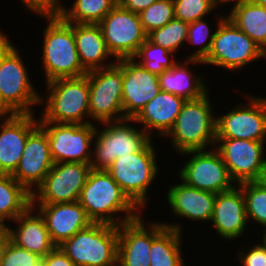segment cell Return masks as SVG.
<instances>
[{
  "mask_svg": "<svg viewBox=\"0 0 266 266\" xmlns=\"http://www.w3.org/2000/svg\"><path fill=\"white\" fill-rule=\"evenodd\" d=\"M118 4V0H74L65 5L61 18L66 23L99 24Z\"/></svg>",
  "mask_w": 266,
  "mask_h": 266,
  "instance_id": "cell-32",
  "label": "cell"
},
{
  "mask_svg": "<svg viewBox=\"0 0 266 266\" xmlns=\"http://www.w3.org/2000/svg\"><path fill=\"white\" fill-rule=\"evenodd\" d=\"M47 23L43 28L40 50L45 83L58 78H78L87 71L82 67L74 38L73 23L61 17L42 18Z\"/></svg>",
  "mask_w": 266,
  "mask_h": 266,
  "instance_id": "cell-5",
  "label": "cell"
},
{
  "mask_svg": "<svg viewBox=\"0 0 266 266\" xmlns=\"http://www.w3.org/2000/svg\"><path fill=\"white\" fill-rule=\"evenodd\" d=\"M208 91L198 99L186 100L175 124L164 137L178 155L215 146L217 112ZM169 138V139H168Z\"/></svg>",
  "mask_w": 266,
  "mask_h": 266,
  "instance_id": "cell-3",
  "label": "cell"
},
{
  "mask_svg": "<svg viewBox=\"0 0 266 266\" xmlns=\"http://www.w3.org/2000/svg\"><path fill=\"white\" fill-rule=\"evenodd\" d=\"M188 27V23L174 18L163 27L152 30L147 34V38L152 43L177 55L180 49L186 47Z\"/></svg>",
  "mask_w": 266,
  "mask_h": 266,
  "instance_id": "cell-34",
  "label": "cell"
},
{
  "mask_svg": "<svg viewBox=\"0 0 266 266\" xmlns=\"http://www.w3.org/2000/svg\"><path fill=\"white\" fill-rule=\"evenodd\" d=\"M4 31L0 30V112L34 114L41 93L32 82L25 58Z\"/></svg>",
  "mask_w": 266,
  "mask_h": 266,
  "instance_id": "cell-1",
  "label": "cell"
},
{
  "mask_svg": "<svg viewBox=\"0 0 266 266\" xmlns=\"http://www.w3.org/2000/svg\"><path fill=\"white\" fill-rule=\"evenodd\" d=\"M175 18L188 24L213 15L223 8L217 0H173Z\"/></svg>",
  "mask_w": 266,
  "mask_h": 266,
  "instance_id": "cell-36",
  "label": "cell"
},
{
  "mask_svg": "<svg viewBox=\"0 0 266 266\" xmlns=\"http://www.w3.org/2000/svg\"><path fill=\"white\" fill-rule=\"evenodd\" d=\"M58 247L75 266H117L118 226L92 223Z\"/></svg>",
  "mask_w": 266,
  "mask_h": 266,
  "instance_id": "cell-8",
  "label": "cell"
},
{
  "mask_svg": "<svg viewBox=\"0 0 266 266\" xmlns=\"http://www.w3.org/2000/svg\"><path fill=\"white\" fill-rule=\"evenodd\" d=\"M46 84L44 95H40L39 122L89 124L88 77L58 78ZM44 97V98H43ZM43 105V107H41Z\"/></svg>",
  "mask_w": 266,
  "mask_h": 266,
  "instance_id": "cell-4",
  "label": "cell"
},
{
  "mask_svg": "<svg viewBox=\"0 0 266 266\" xmlns=\"http://www.w3.org/2000/svg\"><path fill=\"white\" fill-rule=\"evenodd\" d=\"M219 5L222 7H226L228 5L229 7V3L231 4L232 2H235V1H239V0H217ZM226 5V6H225Z\"/></svg>",
  "mask_w": 266,
  "mask_h": 266,
  "instance_id": "cell-46",
  "label": "cell"
},
{
  "mask_svg": "<svg viewBox=\"0 0 266 266\" xmlns=\"http://www.w3.org/2000/svg\"><path fill=\"white\" fill-rule=\"evenodd\" d=\"M219 11H220V8L219 10H217L218 15L216 14V12H215V15H213V17L216 16L214 17L215 21L217 19L216 23H211L210 19L206 17V18L199 19L189 24L186 46L190 44L191 46L196 45L197 47L196 46L192 47L191 49L193 50H191L192 52H190L189 55L187 54L186 56L184 57L182 56L179 58L190 59V60L191 59L200 60V61H204L207 58L211 50L213 38L216 32V28L212 30L213 26L215 25V27H218L220 22L226 17V14H225L227 12L226 10H223L222 12H219ZM207 18H208V21H207ZM194 48H195V51H194Z\"/></svg>",
  "mask_w": 266,
  "mask_h": 266,
  "instance_id": "cell-31",
  "label": "cell"
},
{
  "mask_svg": "<svg viewBox=\"0 0 266 266\" xmlns=\"http://www.w3.org/2000/svg\"><path fill=\"white\" fill-rule=\"evenodd\" d=\"M141 24L148 34L159 29L175 18L173 0H158L140 14Z\"/></svg>",
  "mask_w": 266,
  "mask_h": 266,
  "instance_id": "cell-37",
  "label": "cell"
},
{
  "mask_svg": "<svg viewBox=\"0 0 266 266\" xmlns=\"http://www.w3.org/2000/svg\"><path fill=\"white\" fill-rule=\"evenodd\" d=\"M79 203L93 223L119 226L145 213L128 198L106 170H91Z\"/></svg>",
  "mask_w": 266,
  "mask_h": 266,
  "instance_id": "cell-2",
  "label": "cell"
},
{
  "mask_svg": "<svg viewBox=\"0 0 266 266\" xmlns=\"http://www.w3.org/2000/svg\"><path fill=\"white\" fill-rule=\"evenodd\" d=\"M90 123L121 121L122 70L116 65L88 71Z\"/></svg>",
  "mask_w": 266,
  "mask_h": 266,
  "instance_id": "cell-12",
  "label": "cell"
},
{
  "mask_svg": "<svg viewBox=\"0 0 266 266\" xmlns=\"http://www.w3.org/2000/svg\"><path fill=\"white\" fill-rule=\"evenodd\" d=\"M142 214L118 226V265L150 266L152 241L166 228L161 221L144 220Z\"/></svg>",
  "mask_w": 266,
  "mask_h": 266,
  "instance_id": "cell-17",
  "label": "cell"
},
{
  "mask_svg": "<svg viewBox=\"0 0 266 266\" xmlns=\"http://www.w3.org/2000/svg\"><path fill=\"white\" fill-rule=\"evenodd\" d=\"M184 163L178 167L177 177L187 185L202 191L221 193L233 189L236 183L218 151L213 147L181 153Z\"/></svg>",
  "mask_w": 266,
  "mask_h": 266,
  "instance_id": "cell-11",
  "label": "cell"
},
{
  "mask_svg": "<svg viewBox=\"0 0 266 266\" xmlns=\"http://www.w3.org/2000/svg\"><path fill=\"white\" fill-rule=\"evenodd\" d=\"M122 70V106L124 119H134L160 91L157 74L147 71L132 58L117 59Z\"/></svg>",
  "mask_w": 266,
  "mask_h": 266,
  "instance_id": "cell-18",
  "label": "cell"
},
{
  "mask_svg": "<svg viewBox=\"0 0 266 266\" xmlns=\"http://www.w3.org/2000/svg\"><path fill=\"white\" fill-rule=\"evenodd\" d=\"M261 231H263V232H261ZM260 232H259V234H256V235H260L259 237L261 238H259V240L263 243V245L266 247V228L265 229H262ZM261 233V234H260Z\"/></svg>",
  "mask_w": 266,
  "mask_h": 266,
  "instance_id": "cell-45",
  "label": "cell"
},
{
  "mask_svg": "<svg viewBox=\"0 0 266 266\" xmlns=\"http://www.w3.org/2000/svg\"><path fill=\"white\" fill-rule=\"evenodd\" d=\"M166 228L152 241L150 266H187L183 252V222H164ZM183 223V224H182ZM186 262V264H185Z\"/></svg>",
  "mask_w": 266,
  "mask_h": 266,
  "instance_id": "cell-28",
  "label": "cell"
},
{
  "mask_svg": "<svg viewBox=\"0 0 266 266\" xmlns=\"http://www.w3.org/2000/svg\"><path fill=\"white\" fill-rule=\"evenodd\" d=\"M25 10L41 18L61 17L65 8L63 0H19Z\"/></svg>",
  "mask_w": 266,
  "mask_h": 266,
  "instance_id": "cell-40",
  "label": "cell"
},
{
  "mask_svg": "<svg viewBox=\"0 0 266 266\" xmlns=\"http://www.w3.org/2000/svg\"><path fill=\"white\" fill-rule=\"evenodd\" d=\"M132 59L147 71L157 75L171 69L179 61L176 54L152 43L148 38L140 45Z\"/></svg>",
  "mask_w": 266,
  "mask_h": 266,
  "instance_id": "cell-33",
  "label": "cell"
},
{
  "mask_svg": "<svg viewBox=\"0 0 266 266\" xmlns=\"http://www.w3.org/2000/svg\"><path fill=\"white\" fill-rule=\"evenodd\" d=\"M108 51L117 60L132 58L147 39L139 14L119 3L99 23Z\"/></svg>",
  "mask_w": 266,
  "mask_h": 266,
  "instance_id": "cell-15",
  "label": "cell"
},
{
  "mask_svg": "<svg viewBox=\"0 0 266 266\" xmlns=\"http://www.w3.org/2000/svg\"><path fill=\"white\" fill-rule=\"evenodd\" d=\"M238 186L242 189L245 197L246 216L249 226L254 224V227H257V229L259 227L260 231L265 229L266 188L260 185L257 181L241 183Z\"/></svg>",
  "mask_w": 266,
  "mask_h": 266,
  "instance_id": "cell-35",
  "label": "cell"
},
{
  "mask_svg": "<svg viewBox=\"0 0 266 266\" xmlns=\"http://www.w3.org/2000/svg\"><path fill=\"white\" fill-rule=\"evenodd\" d=\"M266 142L216 138L214 148L220 154L236 185L257 181L266 158Z\"/></svg>",
  "mask_w": 266,
  "mask_h": 266,
  "instance_id": "cell-16",
  "label": "cell"
},
{
  "mask_svg": "<svg viewBox=\"0 0 266 266\" xmlns=\"http://www.w3.org/2000/svg\"><path fill=\"white\" fill-rule=\"evenodd\" d=\"M53 165L47 134L38 126L28 136L20 163L12 177L32 195Z\"/></svg>",
  "mask_w": 266,
  "mask_h": 266,
  "instance_id": "cell-20",
  "label": "cell"
},
{
  "mask_svg": "<svg viewBox=\"0 0 266 266\" xmlns=\"http://www.w3.org/2000/svg\"><path fill=\"white\" fill-rule=\"evenodd\" d=\"M10 241V232L7 225L0 224V263L4 250Z\"/></svg>",
  "mask_w": 266,
  "mask_h": 266,
  "instance_id": "cell-43",
  "label": "cell"
},
{
  "mask_svg": "<svg viewBox=\"0 0 266 266\" xmlns=\"http://www.w3.org/2000/svg\"><path fill=\"white\" fill-rule=\"evenodd\" d=\"M32 205V195L12 175L0 174V224L9 225Z\"/></svg>",
  "mask_w": 266,
  "mask_h": 266,
  "instance_id": "cell-30",
  "label": "cell"
},
{
  "mask_svg": "<svg viewBox=\"0 0 266 266\" xmlns=\"http://www.w3.org/2000/svg\"><path fill=\"white\" fill-rule=\"evenodd\" d=\"M256 241L253 239L249 242L250 244L245 242L243 245L244 241L238 240L239 247L242 249L238 248V254L235 255L238 257L237 263H240V266H266V247L260 240ZM240 242H243L242 246Z\"/></svg>",
  "mask_w": 266,
  "mask_h": 266,
  "instance_id": "cell-39",
  "label": "cell"
},
{
  "mask_svg": "<svg viewBox=\"0 0 266 266\" xmlns=\"http://www.w3.org/2000/svg\"><path fill=\"white\" fill-rule=\"evenodd\" d=\"M155 147L152 140L142 151L120 156L106 169L122 191L142 212L146 211V206L149 207L148 204L152 197L148 195L152 191L154 182L158 180L156 177L161 170L157 161L161 160L157 158L160 155H157Z\"/></svg>",
  "mask_w": 266,
  "mask_h": 266,
  "instance_id": "cell-6",
  "label": "cell"
},
{
  "mask_svg": "<svg viewBox=\"0 0 266 266\" xmlns=\"http://www.w3.org/2000/svg\"><path fill=\"white\" fill-rule=\"evenodd\" d=\"M46 132L54 163H90L95 138V123L69 124L39 122Z\"/></svg>",
  "mask_w": 266,
  "mask_h": 266,
  "instance_id": "cell-13",
  "label": "cell"
},
{
  "mask_svg": "<svg viewBox=\"0 0 266 266\" xmlns=\"http://www.w3.org/2000/svg\"><path fill=\"white\" fill-rule=\"evenodd\" d=\"M221 241L234 243L252 233L246 216V203L242 189L236 185L233 189L217 193L211 221L209 223ZM215 229V230H214ZM248 231V233H246ZM225 239V240H224Z\"/></svg>",
  "mask_w": 266,
  "mask_h": 266,
  "instance_id": "cell-19",
  "label": "cell"
},
{
  "mask_svg": "<svg viewBox=\"0 0 266 266\" xmlns=\"http://www.w3.org/2000/svg\"><path fill=\"white\" fill-rule=\"evenodd\" d=\"M252 2H254L257 5L263 6L266 8V0H250Z\"/></svg>",
  "mask_w": 266,
  "mask_h": 266,
  "instance_id": "cell-47",
  "label": "cell"
},
{
  "mask_svg": "<svg viewBox=\"0 0 266 266\" xmlns=\"http://www.w3.org/2000/svg\"><path fill=\"white\" fill-rule=\"evenodd\" d=\"M200 64L204 66L203 61L200 60L179 59L171 69H166L158 75L161 90L184 100L202 97L210 91L209 83L204 80V75L196 71L194 73L193 69H189L195 65L201 66Z\"/></svg>",
  "mask_w": 266,
  "mask_h": 266,
  "instance_id": "cell-26",
  "label": "cell"
},
{
  "mask_svg": "<svg viewBox=\"0 0 266 266\" xmlns=\"http://www.w3.org/2000/svg\"><path fill=\"white\" fill-rule=\"evenodd\" d=\"M73 32L80 63L87 72L116 63L106 47L99 24L73 23Z\"/></svg>",
  "mask_w": 266,
  "mask_h": 266,
  "instance_id": "cell-27",
  "label": "cell"
},
{
  "mask_svg": "<svg viewBox=\"0 0 266 266\" xmlns=\"http://www.w3.org/2000/svg\"><path fill=\"white\" fill-rule=\"evenodd\" d=\"M38 114H4L0 118V174L17 169L28 136L39 126Z\"/></svg>",
  "mask_w": 266,
  "mask_h": 266,
  "instance_id": "cell-21",
  "label": "cell"
},
{
  "mask_svg": "<svg viewBox=\"0 0 266 266\" xmlns=\"http://www.w3.org/2000/svg\"><path fill=\"white\" fill-rule=\"evenodd\" d=\"M91 170L90 163H54L42 184L32 194V204L79 201Z\"/></svg>",
  "mask_w": 266,
  "mask_h": 266,
  "instance_id": "cell-14",
  "label": "cell"
},
{
  "mask_svg": "<svg viewBox=\"0 0 266 266\" xmlns=\"http://www.w3.org/2000/svg\"><path fill=\"white\" fill-rule=\"evenodd\" d=\"M177 181L172 182L170 186L167 185L168 192L165 191L163 195L168 204L166 207L169 206L172 216L175 215L174 217L183 221L187 219L195 224L210 223L216 194L191 187L180 178Z\"/></svg>",
  "mask_w": 266,
  "mask_h": 266,
  "instance_id": "cell-22",
  "label": "cell"
},
{
  "mask_svg": "<svg viewBox=\"0 0 266 266\" xmlns=\"http://www.w3.org/2000/svg\"><path fill=\"white\" fill-rule=\"evenodd\" d=\"M158 0H118V3L132 13L140 14Z\"/></svg>",
  "mask_w": 266,
  "mask_h": 266,
  "instance_id": "cell-42",
  "label": "cell"
},
{
  "mask_svg": "<svg viewBox=\"0 0 266 266\" xmlns=\"http://www.w3.org/2000/svg\"><path fill=\"white\" fill-rule=\"evenodd\" d=\"M229 5L231 8L226 16L266 55V8L250 0H239Z\"/></svg>",
  "mask_w": 266,
  "mask_h": 266,
  "instance_id": "cell-29",
  "label": "cell"
},
{
  "mask_svg": "<svg viewBox=\"0 0 266 266\" xmlns=\"http://www.w3.org/2000/svg\"><path fill=\"white\" fill-rule=\"evenodd\" d=\"M186 100L172 93L160 91L133 119L136 124L154 139L165 137L175 124ZM153 132V133H152ZM157 133V134H156Z\"/></svg>",
  "mask_w": 266,
  "mask_h": 266,
  "instance_id": "cell-24",
  "label": "cell"
},
{
  "mask_svg": "<svg viewBox=\"0 0 266 266\" xmlns=\"http://www.w3.org/2000/svg\"><path fill=\"white\" fill-rule=\"evenodd\" d=\"M39 255L18 247L11 240L7 244L0 266H41Z\"/></svg>",
  "mask_w": 266,
  "mask_h": 266,
  "instance_id": "cell-38",
  "label": "cell"
},
{
  "mask_svg": "<svg viewBox=\"0 0 266 266\" xmlns=\"http://www.w3.org/2000/svg\"><path fill=\"white\" fill-rule=\"evenodd\" d=\"M266 60L263 50L227 16L216 27L212 47L203 64L241 72L252 62Z\"/></svg>",
  "mask_w": 266,
  "mask_h": 266,
  "instance_id": "cell-9",
  "label": "cell"
},
{
  "mask_svg": "<svg viewBox=\"0 0 266 266\" xmlns=\"http://www.w3.org/2000/svg\"><path fill=\"white\" fill-rule=\"evenodd\" d=\"M13 223L14 226H11ZM12 224L8 225L10 240L18 247L40 257H45L56 247L51 241L43 217L32 205L12 221Z\"/></svg>",
  "mask_w": 266,
  "mask_h": 266,
  "instance_id": "cell-25",
  "label": "cell"
},
{
  "mask_svg": "<svg viewBox=\"0 0 266 266\" xmlns=\"http://www.w3.org/2000/svg\"><path fill=\"white\" fill-rule=\"evenodd\" d=\"M41 266H75L72 260L56 246L41 259Z\"/></svg>",
  "mask_w": 266,
  "mask_h": 266,
  "instance_id": "cell-41",
  "label": "cell"
},
{
  "mask_svg": "<svg viewBox=\"0 0 266 266\" xmlns=\"http://www.w3.org/2000/svg\"><path fill=\"white\" fill-rule=\"evenodd\" d=\"M152 140L133 119L96 124L90 165L106 170L120 156L140 152Z\"/></svg>",
  "mask_w": 266,
  "mask_h": 266,
  "instance_id": "cell-7",
  "label": "cell"
},
{
  "mask_svg": "<svg viewBox=\"0 0 266 266\" xmlns=\"http://www.w3.org/2000/svg\"><path fill=\"white\" fill-rule=\"evenodd\" d=\"M241 96L246 102L217 113L216 138L266 142V97L246 92Z\"/></svg>",
  "mask_w": 266,
  "mask_h": 266,
  "instance_id": "cell-10",
  "label": "cell"
},
{
  "mask_svg": "<svg viewBox=\"0 0 266 266\" xmlns=\"http://www.w3.org/2000/svg\"><path fill=\"white\" fill-rule=\"evenodd\" d=\"M43 217L51 241L59 246L93 222L79 201L57 204H32Z\"/></svg>",
  "mask_w": 266,
  "mask_h": 266,
  "instance_id": "cell-23",
  "label": "cell"
},
{
  "mask_svg": "<svg viewBox=\"0 0 266 266\" xmlns=\"http://www.w3.org/2000/svg\"><path fill=\"white\" fill-rule=\"evenodd\" d=\"M257 182L266 188V158H265L264 164L261 168V172H260V175L257 179Z\"/></svg>",
  "mask_w": 266,
  "mask_h": 266,
  "instance_id": "cell-44",
  "label": "cell"
}]
</instances>
